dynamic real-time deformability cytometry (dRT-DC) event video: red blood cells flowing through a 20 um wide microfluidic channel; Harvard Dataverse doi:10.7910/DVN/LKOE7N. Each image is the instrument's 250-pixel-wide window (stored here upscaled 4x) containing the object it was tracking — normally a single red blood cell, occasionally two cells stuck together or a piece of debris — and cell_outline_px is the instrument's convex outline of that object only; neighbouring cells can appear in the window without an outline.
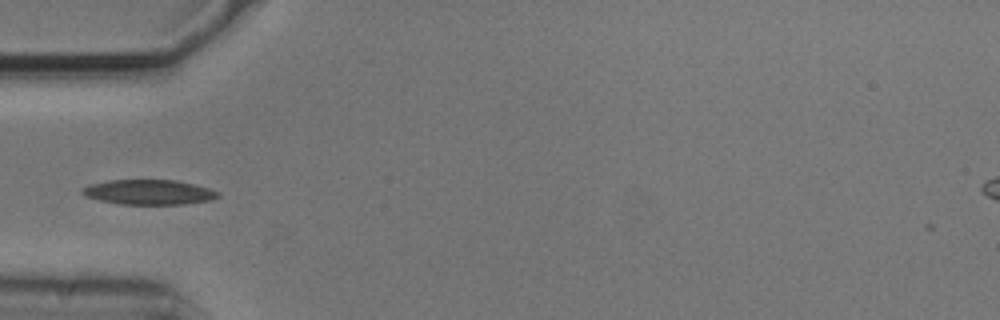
{"species": "common noctule bat (a hibernating species)", "species_latin": "Nyctalus noctula", "temperature_condition": "cold", "stored_images_in_passage": 38, "camera_frame_rate_fps": 3000, "um_per_image_px": 0.085, "animal": {"sex": "male", "body_mass_g": 20.5, "forearm_length_mm": 52.5}, "frame": {"image": 1, "passage_image": 1, "time_ms": 0.0, "image_size_px": [1000, 320], "cell_outline_px": [[220, 196], [212, 200], [184, 204], [120, 204], [100, 200], [84, 196], [80, 192], [80, 188], [92, 184], [108, 180], [176, 180], [208, 188], [220, 192]], "centroid_in_image_um": [12.64, 16.33], "position_along_channel_um": 72.4, "area_um2": 19.71}}
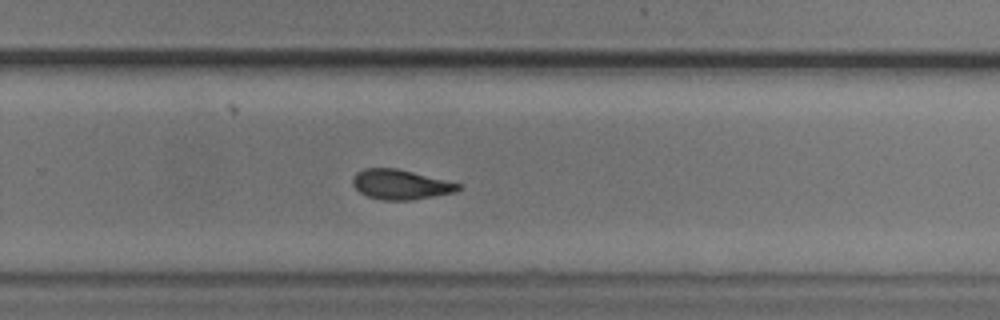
{"frame": {"image": 2, "passage_image": 19, "time_ms": 6.0, "image_size_px": [1000, 320], "cell_outline_px": [[460, 188], [456, 192], [412, 200], [380, 200], [368, 196], [360, 192], [352, 184], [352, 180], [356, 172], [364, 168], [396, 168], [460, 184]], "centroid_in_image_um": [34.01, 15.69], "position_along_channel_um": 295.8, "area_um2": 18.15}}
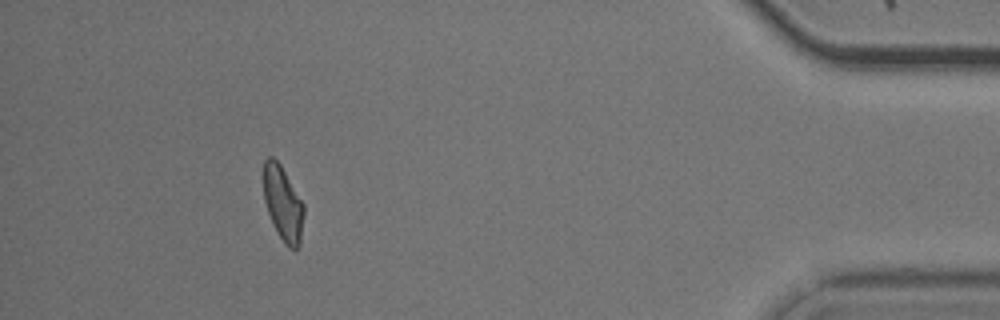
{"frame": {"image": 3, "passage_image": 33, "time_ms": 10.667, "image_size_px": [1000, 320], "cell_outline_px": [[304, 212], [300, 244], [296, 248], [288, 248], [284, 244], [276, 232], [272, 224], [264, 200], [264, 160], [268, 156], [272, 156], [280, 164], [304, 204]], "centroid_in_image_um": [24.05, 17.32], "position_along_channel_um": 411.2, "area_um2": 17.51}}